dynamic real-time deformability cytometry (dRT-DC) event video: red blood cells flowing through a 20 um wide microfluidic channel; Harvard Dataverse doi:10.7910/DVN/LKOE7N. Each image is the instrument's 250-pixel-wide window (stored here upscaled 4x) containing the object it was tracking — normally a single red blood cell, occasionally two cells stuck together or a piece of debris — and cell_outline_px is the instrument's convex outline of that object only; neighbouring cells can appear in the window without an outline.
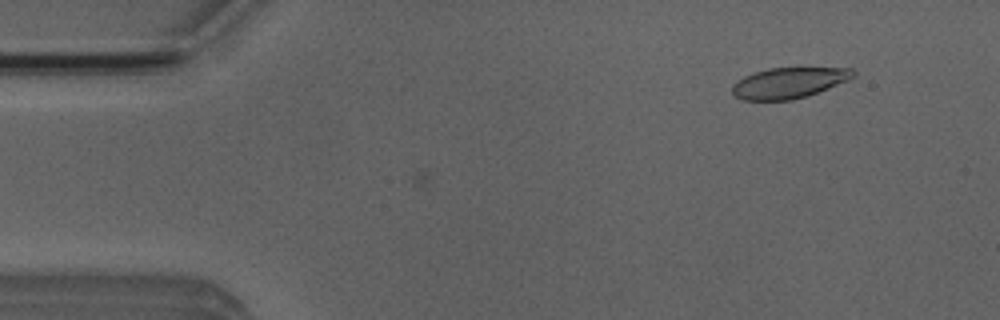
{"species": "Egyptian fruit bat (a non-hibernating species)", "species_latin": "Rousettus aegyptiacus", "temperature_condition": "room temperature", "stored_images_in_passage": 3, "camera_frame_rate_fps": 3000, "um_per_image_px": 0.085, "animal": {"sex": "male"}, "frame": {"image": 1, "passage_image": 1, "time_ms": 0.0, "image_size_px": [1000, 320], "cell_outline_px": [[856, 76], [848, 80], [828, 88], [792, 100], [740, 100], [732, 92], [732, 84], [744, 76], [768, 68], [852, 68], [856, 72]], "centroid_in_image_um": [67.04, 7.04], "position_along_channel_um": 18.0, "area_um2": 21.5}}